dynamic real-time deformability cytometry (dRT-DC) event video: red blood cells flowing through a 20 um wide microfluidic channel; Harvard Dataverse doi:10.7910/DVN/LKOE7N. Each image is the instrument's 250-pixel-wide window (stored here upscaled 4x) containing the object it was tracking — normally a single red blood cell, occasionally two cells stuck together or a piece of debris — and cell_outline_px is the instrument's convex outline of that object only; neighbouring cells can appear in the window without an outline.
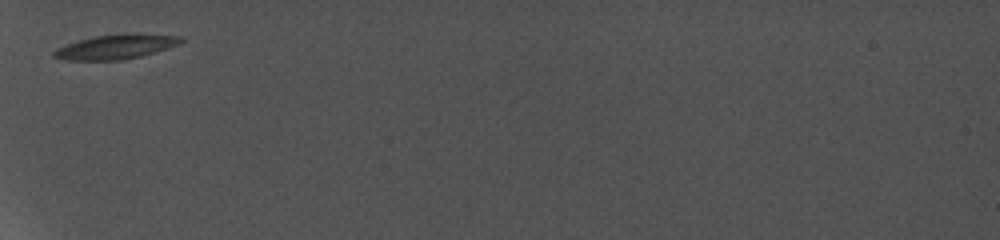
{"species": "common noctule bat (a hibernating species)", "species_latin": "Nyctalus noctula", "temperature_condition": "cold", "stored_images_in_passage": 3, "camera_frame_rate_fps": 5000, "um_per_image_px": 0.085, "animal": {"sex": "female", "body_mass_g": 19.0, "forearm_length_mm": 56.7}, "frame": {"image": 1, "passage_image": 1, "time_ms": 0.0, "image_size_px": [1000, 240], "cell_outline_px": [[184, 40], [180, 44], [168, 48], [140, 56], [124, 60], [68, 60], [52, 56], [52, 52], [56, 48], [80, 40], [96, 36], [124, 32], [128, 32], [180, 36]], "centroid_in_image_um": [9.88, 3.96], "position_along_channel_um": 75.1, "area_um2": 18.26}}